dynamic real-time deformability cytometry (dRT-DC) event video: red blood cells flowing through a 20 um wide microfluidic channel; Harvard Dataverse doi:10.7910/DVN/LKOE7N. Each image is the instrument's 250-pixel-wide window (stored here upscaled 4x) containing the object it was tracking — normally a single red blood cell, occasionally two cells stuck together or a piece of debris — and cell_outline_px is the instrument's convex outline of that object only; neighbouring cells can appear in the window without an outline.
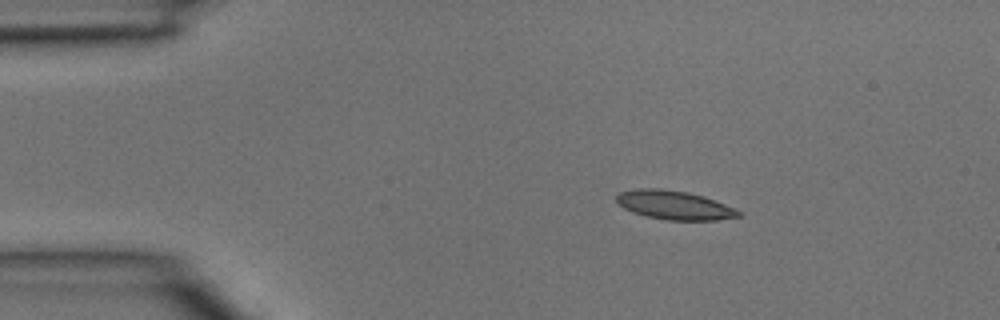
{"species": "common noctule bat (a hibernating species)", "species_latin": "Nyctalus noctula", "temperature_condition": "room temperature", "stored_images_in_passage": 3, "camera_frame_rate_fps": 3000, "um_per_image_px": 0.085, "animal": {"sex": "male", "body_mass_g": 15.6}, "frame": {"image": 1, "passage_image": 1, "time_ms": 0.0, "image_size_px": [1000, 320], "cell_outline_px": [[744, 216], [716, 220], [664, 220], [632, 212], [616, 204], [616, 196], [620, 192], [636, 188], [660, 188], [688, 192], [704, 196], [744, 212]], "centroid_in_image_um": [57.33, 17.43], "position_along_channel_um": 27.7, "area_um2": 20.75}}